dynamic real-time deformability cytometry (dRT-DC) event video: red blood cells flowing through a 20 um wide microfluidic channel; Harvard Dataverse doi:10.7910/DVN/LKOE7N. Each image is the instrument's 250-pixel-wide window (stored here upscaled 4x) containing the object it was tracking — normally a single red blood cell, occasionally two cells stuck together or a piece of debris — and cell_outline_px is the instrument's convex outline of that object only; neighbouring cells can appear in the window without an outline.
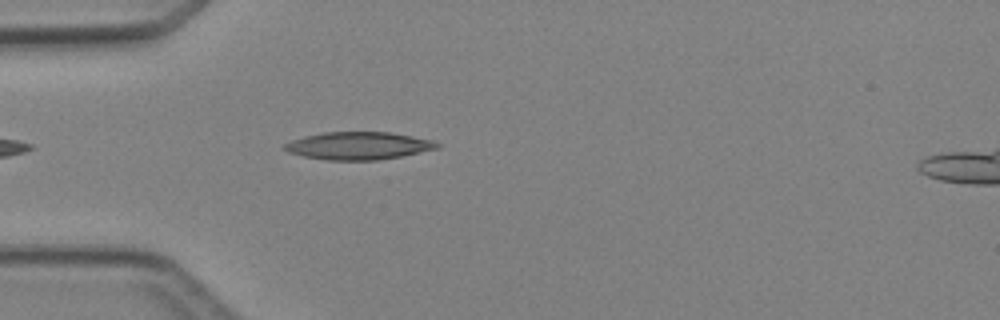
{"species": "Egyptian fruit bat (a non-hibernating species)", "species_latin": "Rousettus aegyptiacus", "temperature_condition": "cold", "stored_images_in_passage": 5, "camera_frame_rate_fps": 3000, "um_per_image_px": 0.085, "animal": {"sex": "female"}, "frame": {"image": 1, "passage_image": 5, "time_ms": 4.333, "image_size_px": [1000, 320], "cell_outline_px": [[440, 148], [400, 156], [376, 160], [328, 160], [304, 156], [288, 152], [280, 148], [284, 144], [292, 140], [304, 136], [324, 132], [388, 132], [432, 140], [440, 144]], "centroid_in_image_um": [30.43, 12.39], "position_along_channel_um": 54.6, "area_um2": 24.45}}